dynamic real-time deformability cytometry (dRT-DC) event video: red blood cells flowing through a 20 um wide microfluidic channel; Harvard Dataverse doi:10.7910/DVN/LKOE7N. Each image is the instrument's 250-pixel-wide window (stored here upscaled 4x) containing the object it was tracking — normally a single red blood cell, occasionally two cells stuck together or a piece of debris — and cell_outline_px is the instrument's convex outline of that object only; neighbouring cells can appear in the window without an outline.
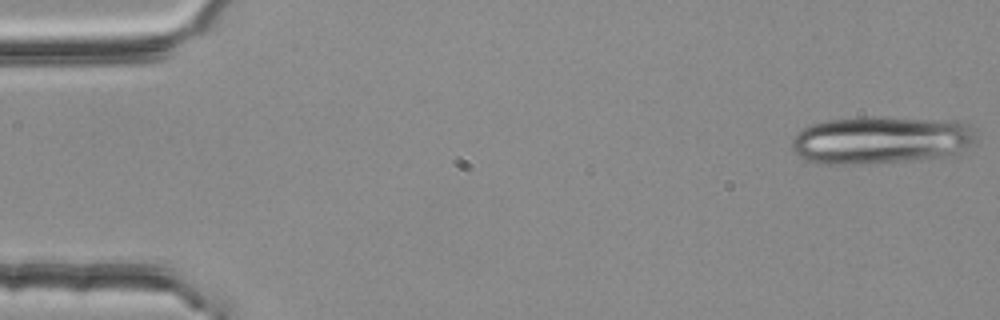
{"species": "common noctule bat (a hibernating species)", "species_latin": "Nyctalus noctula", "temperature_condition": "room temperature", "stored_images_in_passage": 19, "camera_frame_rate_fps": 3000, "um_per_image_px": 0.085, "animal": {"sex": "female", "body_mass_g": 25.1}, "frame": {"image": 1, "passage_image": 1, "time_ms": 0.0, "image_size_px": [1000, 320], "cell_outline_px": [[976, 144], [956, 156], [920, 160], [832, 164], [820, 164], [800, 156], [792, 148], [792, 140], [796, 132], [812, 124], [828, 120], [864, 116], [880, 116], [956, 120], [968, 124], [976, 128]], "centroid_in_image_um": [75.03, 11.88], "position_along_channel_um": 10.0, "area_um2": 52.31}}